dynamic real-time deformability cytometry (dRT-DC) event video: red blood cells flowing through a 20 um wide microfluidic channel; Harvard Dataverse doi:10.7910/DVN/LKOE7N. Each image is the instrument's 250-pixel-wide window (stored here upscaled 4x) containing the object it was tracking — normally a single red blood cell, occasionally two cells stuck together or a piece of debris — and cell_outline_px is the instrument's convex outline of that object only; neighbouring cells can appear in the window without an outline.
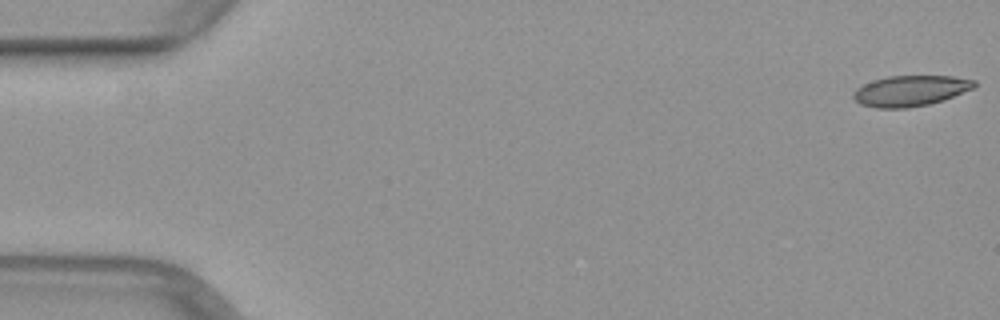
{"species": "common noctule bat (a hibernating species)", "species_latin": "Nyctalus noctula", "temperature_condition": "warm", "stored_images_in_passage": 51, "camera_frame_rate_fps": 3000, "um_per_image_px": 0.085, "animal": {"sex": "female", "body_mass_g": 29.2, "forearm_length_mm": 56.3}, "frame": {"image": 1, "passage_image": 1, "time_ms": 0.0, "image_size_px": [1000, 320], "cell_outline_px": [[976, 88], [928, 104], [904, 108], [876, 108], [860, 104], [852, 96], [852, 92], [856, 88], [872, 80], [888, 76], [952, 76], [976, 80]], "centroid_in_image_um": [77.36, 7.71], "position_along_channel_um": 7.6, "area_um2": 21.56}}
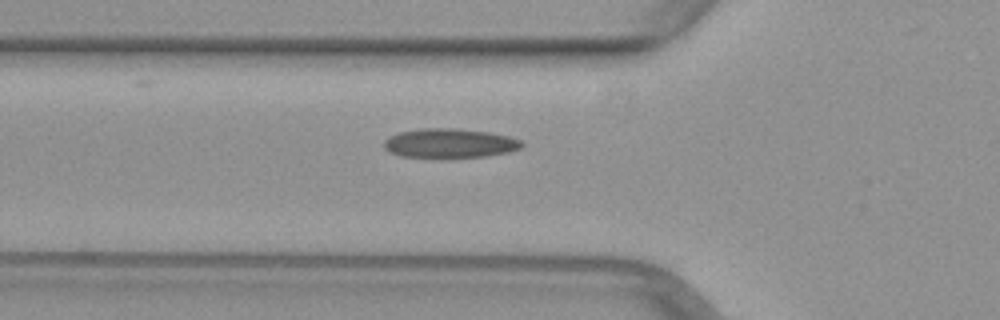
{"frame": {"image": 2, "passage_image": 18, "time_ms": 5.667, "image_size_px": [1000, 320], "cell_outline_px": [[524, 144], [520, 148], [508, 152], [484, 156], [400, 156], [388, 152], [384, 148], [384, 140], [388, 136], [400, 132], [420, 128], [452, 128], [488, 132], [508, 136], [520, 140]], "centroid_in_image_um": [38.18, 12.15], "position_along_channel_um": 87.6, "area_um2": 23.06}}
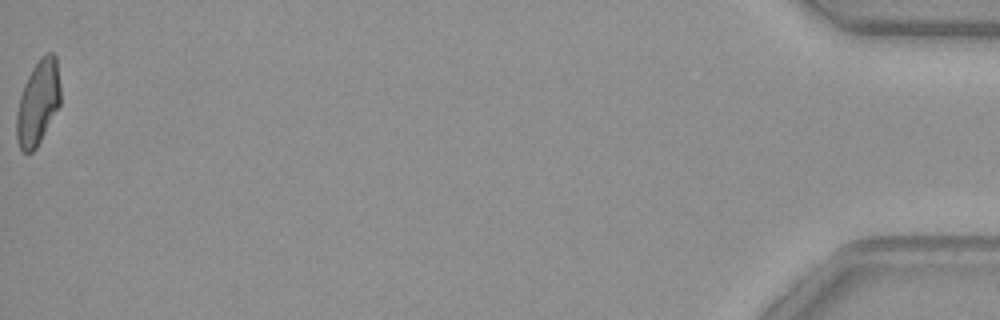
{"frame": {"image": 3, "passage_image": 51, "time_ms": 16.667, "image_size_px": [1000, 320], "cell_outline_px": [[60, 104], [36, 148], [32, 152], [24, 152], [20, 148], [16, 136], [16, 112], [20, 96], [24, 84], [32, 68], [40, 56], [48, 52], [52, 52], [56, 56], [60, 84]], "centroid_in_image_um": [3.22, 8.69], "position_along_channel_um": 432.0, "area_um2": 21.62}}